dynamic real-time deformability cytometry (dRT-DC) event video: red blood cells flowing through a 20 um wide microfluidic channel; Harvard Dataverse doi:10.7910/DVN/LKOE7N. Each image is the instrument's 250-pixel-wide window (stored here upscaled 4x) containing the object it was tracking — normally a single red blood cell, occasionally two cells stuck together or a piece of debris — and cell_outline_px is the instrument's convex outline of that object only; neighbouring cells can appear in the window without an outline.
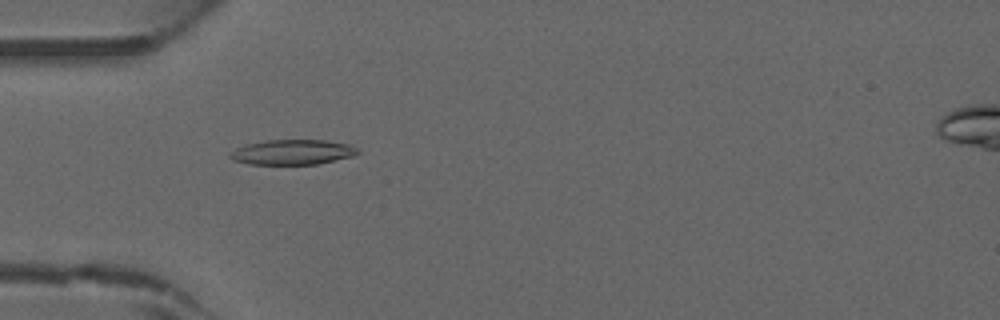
{"species": "common noctule bat (a hibernating species)", "species_latin": "Nyctalus noctula", "temperature_condition": "warm", "stored_images_in_passage": 45, "camera_frame_rate_fps": 3000, "um_per_image_px": 0.085, "animal": {"sex": "male", "forearm_length_mm": 52.5}, "frame": {"image": 1, "passage_image": 14, "time_ms": 4.333, "image_size_px": [1000, 320], "cell_outline_px": [[360, 152], [352, 156], [316, 164], [248, 164], [232, 160], [228, 156], [236, 148], [248, 144], [268, 140], [324, 140], [348, 144], [356, 148]], "centroid_in_image_um": [24.84, 12.93], "position_along_channel_um": 60.2, "area_um2": 18.38}}
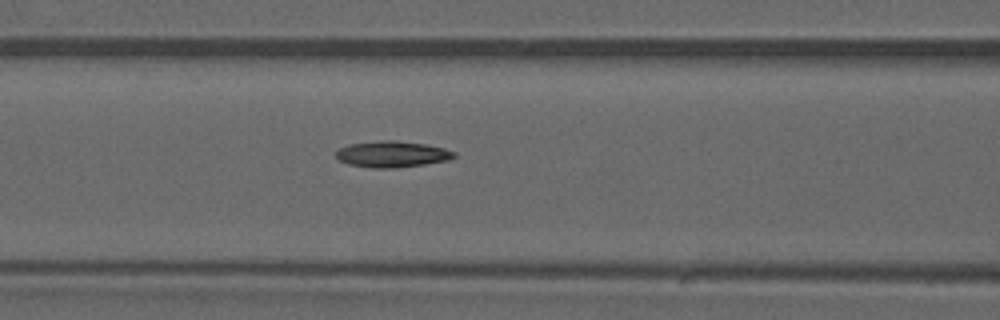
{"frame": {"image": 2, "passage_image": 19, "time_ms": 6.0, "image_size_px": [1000, 320], "cell_outline_px": [[456, 156], [448, 160], [424, 164], [396, 168], [372, 168], [348, 164], [340, 160], [336, 156], [336, 152], [340, 148], [348, 144], [380, 140], [396, 140], [428, 144], [444, 148], [456, 152]], "centroid_in_image_um": [33.34, 13.09], "position_along_channel_um": 133.3, "area_um2": 18.15}}
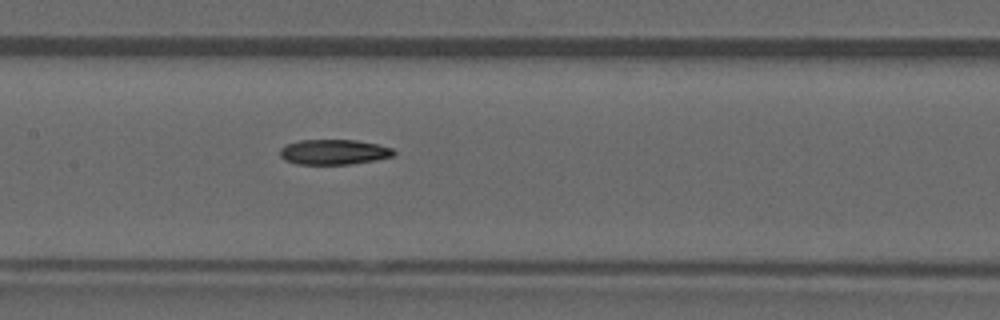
{"frame": {"image": 3, "passage_image": 22, "time_ms": 7.0, "image_size_px": [1000, 320], "cell_outline_px": [[396, 152], [392, 156], [376, 160], [348, 164], [296, 164], [284, 160], [280, 156], [280, 148], [284, 144], [300, 140], [356, 140], [376, 144], [392, 148]], "centroid_in_image_um": [28.33, 12.92], "position_along_channel_um": 179.1, "area_um2": 16.7}}